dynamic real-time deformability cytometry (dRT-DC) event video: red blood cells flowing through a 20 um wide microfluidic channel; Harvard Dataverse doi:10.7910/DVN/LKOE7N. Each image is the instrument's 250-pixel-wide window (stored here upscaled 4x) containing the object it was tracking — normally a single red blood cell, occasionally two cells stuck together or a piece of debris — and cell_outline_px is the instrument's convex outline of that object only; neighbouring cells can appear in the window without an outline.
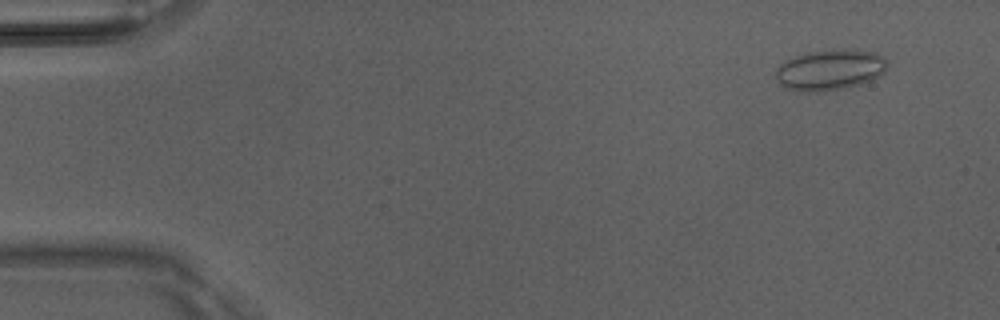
{"species": "Egyptian fruit bat (a non-hibernating species)", "species_latin": "Rousettus aegyptiacus", "temperature_condition": "room temperature", "stored_images_in_passage": 5, "camera_frame_rate_fps": 3000, "um_per_image_px": 0.085, "animal": {"sex": "male"}, "frame": {"image": 1, "passage_image": 2, "time_ms": 0.333, "image_size_px": [1000, 320], "cell_outline_px": [[888, 64], [884, 72], [880, 76], [872, 80], [860, 84], [844, 88], [816, 92], [796, 92], [784, 88], [776, 80], [776, 68], [784, 60], [808, 52], [844, 48], [876, 52], [884, 56], [888, 60]], "centroid_in_image_um": [70.55, 5.94], "position_along_channel_um": 14.4, "area_um2": 27.05}}